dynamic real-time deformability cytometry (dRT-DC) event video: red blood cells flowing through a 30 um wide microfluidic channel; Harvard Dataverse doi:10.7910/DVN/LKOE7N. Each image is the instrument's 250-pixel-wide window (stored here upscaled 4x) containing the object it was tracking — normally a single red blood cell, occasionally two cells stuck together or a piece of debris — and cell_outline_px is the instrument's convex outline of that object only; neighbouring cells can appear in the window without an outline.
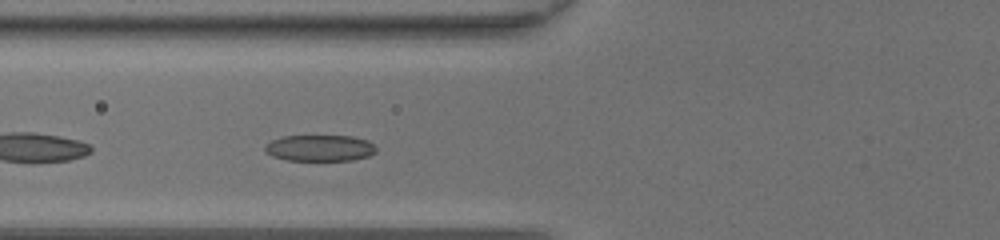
{"species": "common noctule bat (a hibernating species)", "species_latin": "Nyctalus noctula", "temperature_condition": "room temperature", "stored_images_in_passage": 32, "camera_frame_rate_fps": 3000, "um_per_image_px": 0.085, "animal": {"sex": "female", "body_mass_g": 20.0, "forearm_length_mm": 54.0}, "frame": {"image": 1, "passage_image": 4, "time_ms": 1.0, "image_size_px": [1000, 240], "cell_outline_px": [[376, 152], [368, 156], [352, 160], [288, 160], [272, 156], [264, 152], [264, 148], [272, 140], [284, 136], [352, 136], [368, 140], [376, 148]], "centroid_in_image_um": [27.19, 12.58], "position_along_channel_um": 98.6, "area_um2": 16.94}}
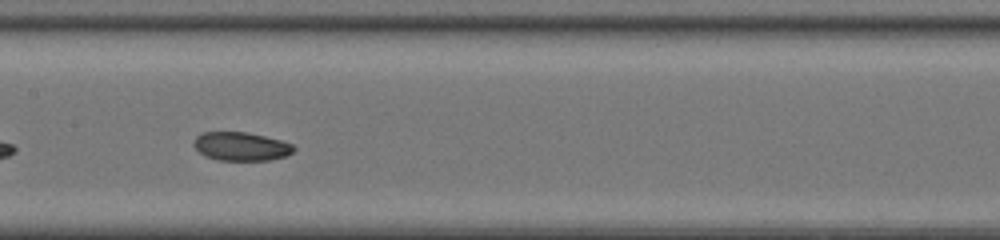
{"frame": {"image": 2, "passage_image": 10, "time_ms": 3.0, "image_size_px": [1000, 240], "cell_outline_px": [[296, 148], [292, 152], [284, 156], [268, 160], [216, 160], [204, 156], [192, 144], [196, 136], [200, 132], [248, 132], [280, 140], [292, 144]], "centroid_in_image_um": [20.45, 12.44], "position_along_channel_um": 187.0, "area_um2": 16.65}}
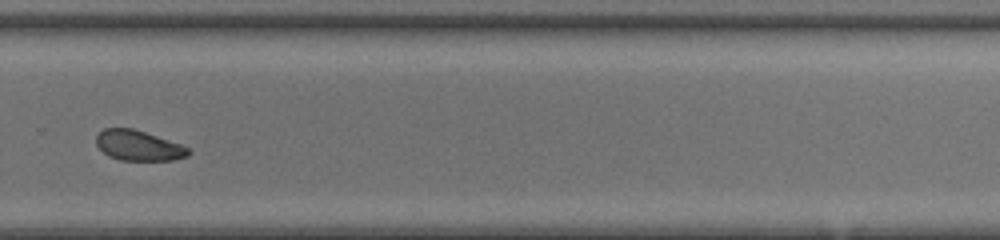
{"frame": {"image": 3, "passage_image": 19, "time_ms": 6.0, "image_size_px": [1000, 240], "cell_outline_px": [[192, 152], [188, 156], [172, 160], [120, 160], [108, 156], [96, 144], [96, 136], [104, 128], [132, 128], [180, 144], [188, 148]], "centroid_in_image_um": [11.76, 12.38], "position_along_channel_um": 318.0, "area_um2": 16.07}, "authors_computed_cell_mechanics": {"area_um2": 17.2533, "velocity_mm_per_s": 4.3986, "shape_relaxation_time_tau1_ms": 1.9525, "shape_relaxation_time_tau2_ms": 8.8544, "deformation_change_tau1": 0.0944, "deformation_change_tau2": 0.152}}